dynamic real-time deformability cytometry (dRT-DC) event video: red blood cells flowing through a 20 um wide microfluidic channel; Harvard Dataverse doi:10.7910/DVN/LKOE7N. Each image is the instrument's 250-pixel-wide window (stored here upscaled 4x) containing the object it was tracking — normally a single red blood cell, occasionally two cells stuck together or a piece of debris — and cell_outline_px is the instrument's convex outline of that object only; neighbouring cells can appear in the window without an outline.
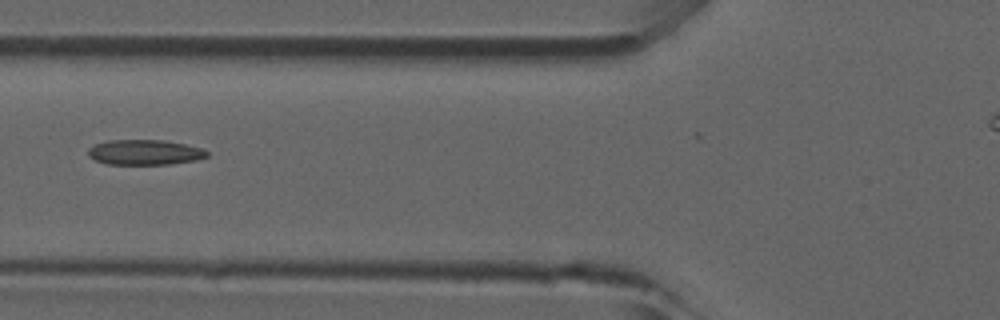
{"species": "common noctule bat (a hibernating species)", "species_latin": "Nyctalus noctula", "temperature_condition": "room temperature", "stored_images_in_passage": 33, "camera_frame_rate_fps": 3000, "um_per_image_px": 0.085, "animal": {"sex": "male", "forearm_length_mm": 52.5}, "frame": {"image": 1, "passage_image": 9, "time_ms": 2.667, "image_size_px": [1000, 320], "cell_outline_px": [[208, 156], [196, 160], [172, 164], [108, 164], [96, 160], [88, 156], [88, 148], [96, 144], [108, 140], [164, 140], [184, 144], [200, 148], [208, 152]], "centroid_in_image_um": [12.29, 12.94], "position_along_channel_um": 113.5, "area_um2": 17.34}}